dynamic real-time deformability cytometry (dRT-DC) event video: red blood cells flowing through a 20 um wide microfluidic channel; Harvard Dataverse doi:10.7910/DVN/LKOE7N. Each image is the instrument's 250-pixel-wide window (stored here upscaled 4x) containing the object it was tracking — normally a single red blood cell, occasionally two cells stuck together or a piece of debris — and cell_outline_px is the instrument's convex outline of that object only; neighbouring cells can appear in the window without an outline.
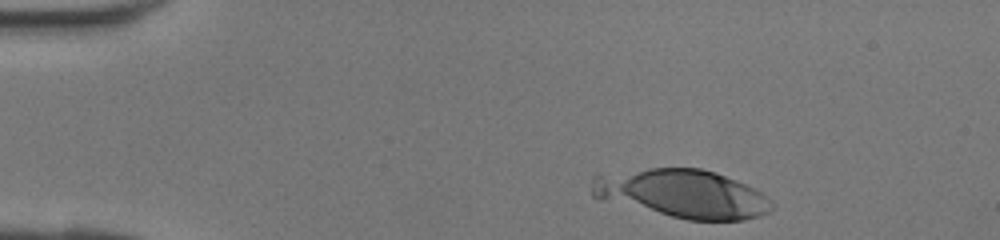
{"species": "human", "species_latin": "Homo sapiens", "temperature_condition": "room temperature", "stored_images_in_passage": 4, "camera_frame_rate_fps": 3000, "um_per_image_px": 0.085, "donor": {"sex": "female"}, "frame": {"image": 1, "passage_image": 1, "time_ms": 0.0, "image_size_px": [1000, 240], "cell_outline_px": [[776, 208], [760, 216], [744, 220], [688, 220], [596, 200], [592, 196], [592, 176], [596, 172], [648, 168], [700, 168], [716, 172], [736, 180], [768, 196], [776, 204]], "centroid_in_image_um": [57.92, 16.46], "position_along_channel_um": 27.1, "area_um2": 51.9}}